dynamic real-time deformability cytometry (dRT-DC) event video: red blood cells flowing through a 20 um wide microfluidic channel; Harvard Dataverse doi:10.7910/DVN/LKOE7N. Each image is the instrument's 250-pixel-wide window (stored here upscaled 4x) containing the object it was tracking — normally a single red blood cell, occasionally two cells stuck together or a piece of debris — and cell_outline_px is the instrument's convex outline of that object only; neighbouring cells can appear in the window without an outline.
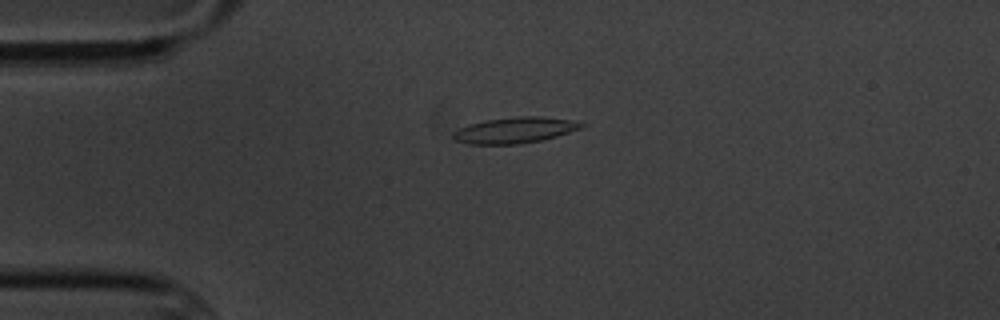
{"species": "common noctule bat (a hibernating species)", "species_latin": "Nyctalus noctula", "temperature_condition": "cold", "stored_images_in_passage": 3, "camera_frame_rate_fps": 3000, "um_per_image_px": 0.085, "animal": {"sex": "male", "body_mass_g": 20.1, "forearm_length_mm": 53.5}, "frame": {"image": 1, "passage_image": 1, "time_ms": 0.0, "image_size_px": [1000, 320], "cell_outline_px": [[588, 124], [580, 128], [556, 136], [540, 140], [516, 144], [468, 144], [452, 140], [452, 132], [468, 124], [488, 120], [516, 116], [540, 116], [572, 120]], "centroid_in_image_um": [43.72, 11.06], "position_along_channel_um": 41.3, "area_um2": 19.31}}